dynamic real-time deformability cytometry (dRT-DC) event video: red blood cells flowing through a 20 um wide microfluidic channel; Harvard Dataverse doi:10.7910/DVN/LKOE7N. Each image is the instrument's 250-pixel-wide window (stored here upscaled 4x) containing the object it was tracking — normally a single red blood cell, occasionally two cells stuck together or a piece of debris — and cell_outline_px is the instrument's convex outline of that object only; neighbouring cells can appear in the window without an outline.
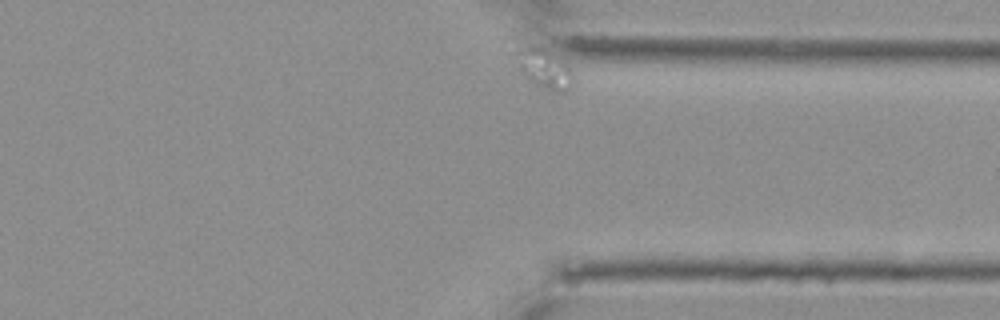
{"species": "Egyptian fruit bat (a non-hibernating species)", "species_latin": "Rousettus aegyptiacus", "temperature_condition": "cold", "stored_images_in_passage": 50, "camera_frame_rate_fps": 3000, "um_per_image_px": 0.085, "animal": {"sex": "female"}, "frame": {"image": 1, "passage_image": 50, "time_ms": 16.333, "image_size_px": [1000, 320], "cell_outline_px": [[572, 84], [564, 92], [556, 92], [524, 80], [516, 68], [508, 52], [528, 40], [544, 48], [568, 64], [572, 76]], "centroid_in_image_um": [46.02, 5.7], "position_along_channel_um": 365.4, "area_um2": 14.57}}